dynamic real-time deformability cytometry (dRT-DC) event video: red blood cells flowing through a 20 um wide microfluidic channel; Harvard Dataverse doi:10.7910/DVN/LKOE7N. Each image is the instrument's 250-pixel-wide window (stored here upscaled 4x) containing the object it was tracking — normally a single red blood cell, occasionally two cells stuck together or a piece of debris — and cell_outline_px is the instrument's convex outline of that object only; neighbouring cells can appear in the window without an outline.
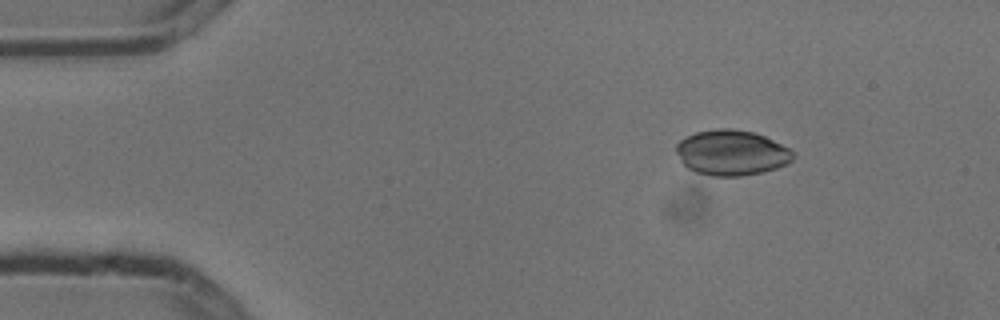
{"species": "common noctule bat (a hibernating species)", "species_latin": "Nyctalus noctula", "temperature_condition": "cold", "stored_images_in_passage": 6, "camera_frame_rate_fps": 3000, "um_per_image_px": 0.085, "animal": {"sex": "male", "body_mass_g": 13.3}, "frame": {"image": 1, "passage_image": 1, "time_ms": 0.0, "image_size_px": [1000, 320], "cell_outline_px": [[796, 156], [792, 160], [776, 168], [760, 172], [740, 176], [712, 176], [696, 172], [688, 168], [680, 160], [676, 152], [676, 144], [680, 140], [696, 132], [716, 128], [732, 128], [752, 132], [764, 136], [788, 148]], "centroid_in_image_um": [62.15, 12.97], "position_along_channel_um": 22.8, "area_um2": 30.63}}
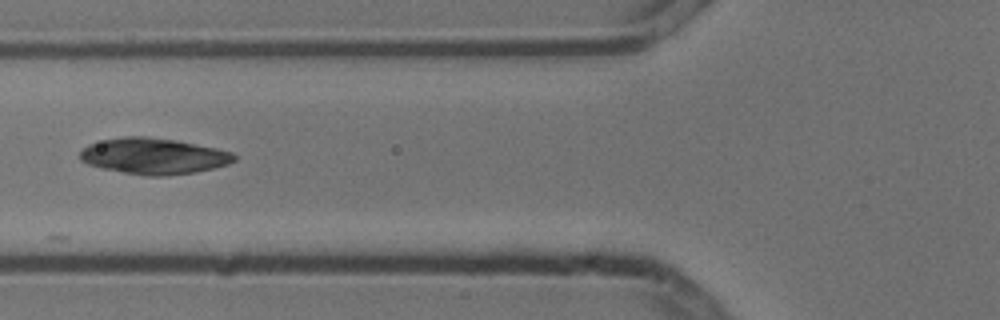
{"frame": {"image": 2, "passage_image": 4, "time_ms": 1.0, "image_size_px": [1000, 320], "cell_outline_px": [[236, 160], [228, 164], [196, 172], [164, 176], [148, 176], [100, 168], [88, 164], [80, 160], [80, 152], [88, 144], [104, 140], [124, 136], [144, 136], [176, 140], [216, 148], [232, 152], [236, 156]], "centroid_in_image_um": [13.06, 13.27], "position_along_channel_um": 112.7, "area_um2": 32.31}}
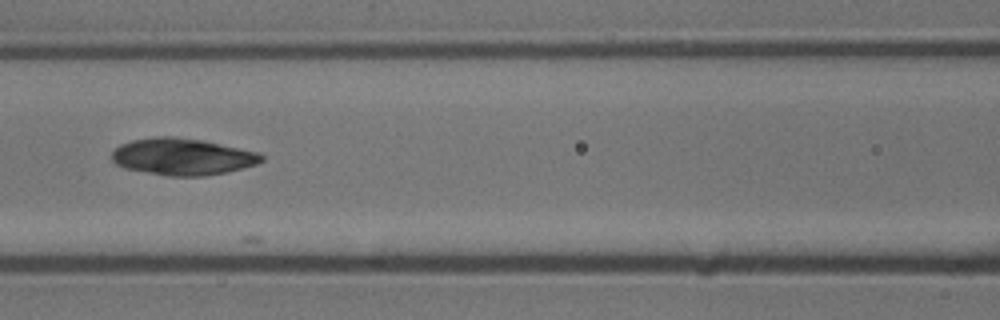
{"frame": {"image": 3, "passage_image": 5, "time_ms": 1.333, "image_size_px": [1000, 320], "cell_outline_px": [[264, 160], [256, 164], [228, 172], [204, 176], [168, 176], [124, 168], [116, 164], [112, 160], [112, 152], [120, 144], [132, 140], [152, 136], [176, 136], [200, 140], [260, 152], [264, 156]], "centroid_in_image_um": [15.51, 13.31], "position_along_channel_um": 151.1, "area_um2": 32.19}}